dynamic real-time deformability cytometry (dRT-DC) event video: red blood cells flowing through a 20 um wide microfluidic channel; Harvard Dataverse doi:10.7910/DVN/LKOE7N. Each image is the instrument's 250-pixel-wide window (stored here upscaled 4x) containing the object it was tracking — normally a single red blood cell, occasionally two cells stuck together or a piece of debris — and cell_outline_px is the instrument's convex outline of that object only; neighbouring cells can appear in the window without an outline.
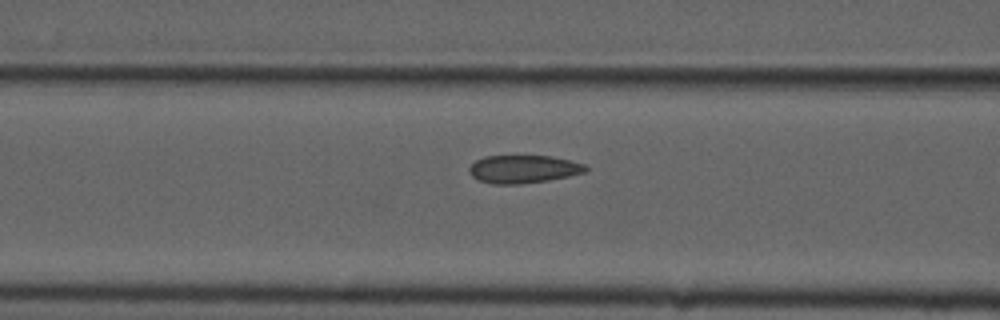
{"species": "common noctule bat (a hibernating species)", "species_latin": "Nyctalus noctula", "temperature_condition": "cold", "stored_images_in_passage": 9, "camera_frame_rate_fps": 3000, "um_per_image_px": 0.085, "animal": {"sex": "male", "forearm_length_mm": 52.5}, "frame": {"image": 1, "passage_image": 8, "time_ms": 2.333, "image_size_px": [1000, 320], "cell_outline_px": [[588, 172], [548, 180], [520, 184], [492, 184], [476, 180], [468, 172], [468, 168], [476, 160], [484, 156], [552, 156], [584, 164], [588, 168]], "centroid_in_image_um": [44.46, 14.38], "position_along_channel_um": 122.1, "area_um2": 19.07}}